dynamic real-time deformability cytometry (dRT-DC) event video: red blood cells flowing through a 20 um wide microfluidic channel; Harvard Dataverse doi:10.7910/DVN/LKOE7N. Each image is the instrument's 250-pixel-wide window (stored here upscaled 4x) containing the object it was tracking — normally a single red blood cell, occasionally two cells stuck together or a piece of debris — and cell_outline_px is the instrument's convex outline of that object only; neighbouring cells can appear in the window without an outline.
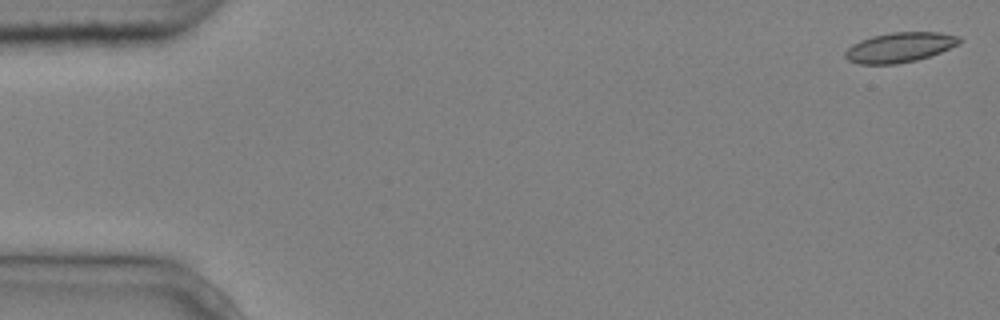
{"species": "common noctule bat (a hibernating species)", "species_latin": "Nyctalus noctula", "temperature_condition": "cold", "stored_images_in_passage": 4, "camera_frame_rate_fps": 3000, "um_per_image_px": 0.085, "animal": {"sex": "male", "body_mass_g": 20.4}, "frame": {"image": 1, "passage_image": 1, "time_ms": 0.0, "image_size_px": [1000, 320], "cell_outline_px": [[964, 40], [940, 52], [916, 60], [896, 64], [860, 64], [848, 60], [844, 56], [844, 52], [852, 44], [860, 40], [872, 36], [892, 32], [940, 32], [960, 36]], "centroid_in_image_um": [76.46, 4.02], "position_along_channel_um": 8.5, "area_um2": 19.83}}
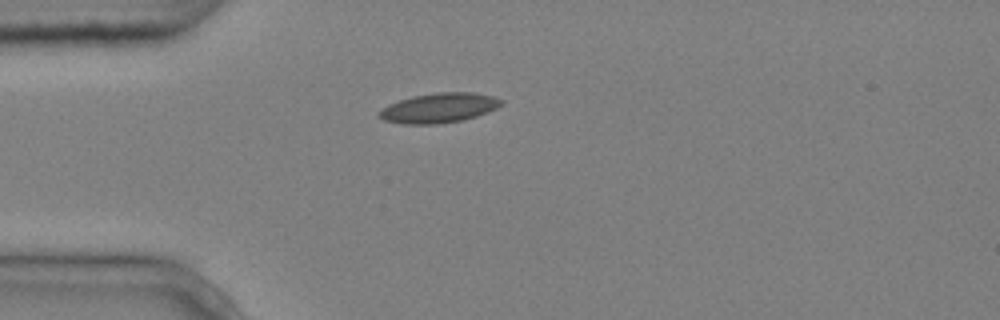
{"frame": {"image": 2, "passage_image": 4, "time_ms": 1.0, "image_size_px": [1000, 320], "cell_outline_px": [[504, 104], [488, 112], [464, 120], [436, 124], [404, 124], [384, 120], [376, 116], [376, 112], [388, 104], [412, 96], [436, 92], [472, 92], [492, 96], [504, 100]], "centroid_in_image_um": [37.3, 9.17], "position_along_channel_um": 47.7, "area_um2": 21.39}}